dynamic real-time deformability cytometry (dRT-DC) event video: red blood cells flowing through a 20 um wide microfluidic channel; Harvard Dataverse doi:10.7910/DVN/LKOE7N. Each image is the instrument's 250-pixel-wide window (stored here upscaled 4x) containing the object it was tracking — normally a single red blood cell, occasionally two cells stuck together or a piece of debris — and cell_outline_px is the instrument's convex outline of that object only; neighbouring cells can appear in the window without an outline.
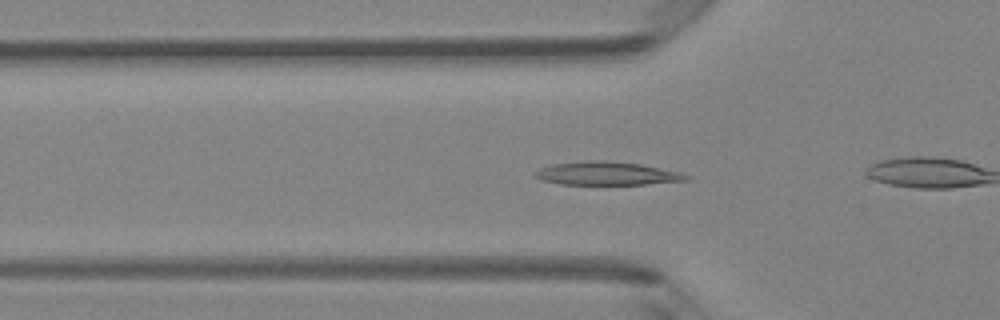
{"species": "Egyptian fruit bat (a non-hibernating species)", "species_latin": "Rousettus aegyptiacus", "temperature_condition": "room temperature", "stored_images_in_passage": 49, "camera_frame_rate_fps": 3000, "um_per_image_px": 0.085, "animal": {"sex": "female"}, "frame": {"image": 1, "passage_image": 16, "time_ms": 5.0, "image_size_px": [1000, 320], "cell_outline_px": [[692, 176], [688, 180], [644, 184], [560, 184], [540, 180], [536, 176], [536, 172], [540, 168], [552, 164], [588, 160], [604, 160], [640, 164], [680, 172]], "centroid_in_image_um": [51.59, 14.74], "position_along_channel_um": 74.2, "area_um2": 20.4}}
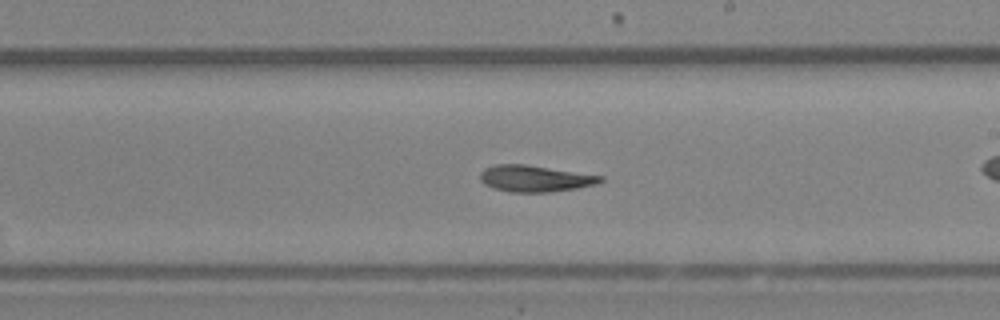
{"frame": {"image": 2, "passage_image": 28, "time_ms": 9.0, "image_size_px": [1000, 320], "cell_outline_px": [[604, 180], [596, 184], [576, 188], [548, 192], [508, 192], [492, 188], [484, 184], [480, 180], [480, 172], [484, 168], [496, 164], [524, 164], [604, 176]], "centroid_in_image_um": [45.43, 15.17], "position_along_channel_um": 243.6, "area_um2": 18.55}}
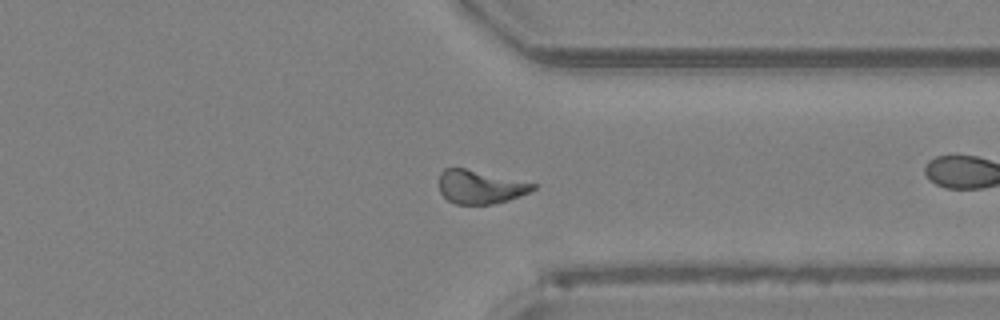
{"frame": {"image": 3, "passage_image": 37, "time_ms": 12.0, "image_size_px": [1000, 320], "cell_outline_px": [[536, 188], [520, 196], [508, 200], [492, 204], [456, 204], [448, 200], [440, 192], [440, 172], [444, 168], [464, 168], [536, 184]], "centroid_in_image_um": [40.79, 15.89], "position_along_channel_um": 370.6, "area_um2": 18.03}}